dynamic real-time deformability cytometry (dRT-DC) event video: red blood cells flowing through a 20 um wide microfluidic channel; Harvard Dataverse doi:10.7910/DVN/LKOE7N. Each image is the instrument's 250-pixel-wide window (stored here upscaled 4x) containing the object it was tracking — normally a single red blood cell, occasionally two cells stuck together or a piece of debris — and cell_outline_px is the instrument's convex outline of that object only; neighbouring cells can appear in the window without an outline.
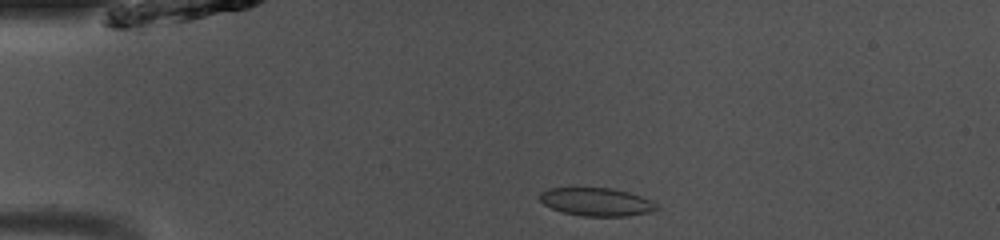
{"species": "common noctule bat (a hibernating species)", "species_latin": "Nyctalus noctula", "temperature_condition": "room temperature", "stored_images_in_passage": 40, "camera_frame_rate_fps": 3000, "um_per_image_px": 0.085, "animal": {"sex": "male", "body_mass_g": 13.0, "forearm_length_mm": 53.1}, "frame": {"image": 1, "passage_image": 1, "time_ms": 0.0, "image_size_px": [1000, 240], "cell_outline_px": [[660, 208], [648, 212], [628, 216], [580, 216], [560, 212], [544, 204], [540, 200], [540, 192], [548, 188], [612, 188], [628, 192], [652, 200]], "centroid_in_image_um": [50.69, 17.16], "position_along_channel_um": 34.3, "area_um2": 19.19}}
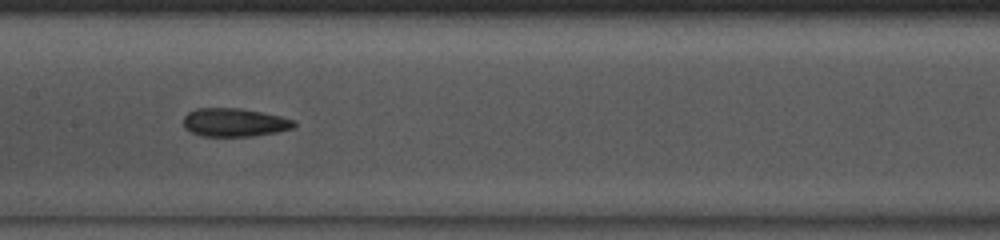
{"frame": {"image": 2, "passage_image": 15, "time_ms": 4.667, "image_size_px": [1000, 240], "cell_outline_px": [[296, 124], [292, 128], [276, 132], [252, 136], [200, 136], [184, 128], [184, 116], [188, 112], [196, 108], [240, 108], [280, 116], [296, 120]], "centroid_in_image_um": [19.91, 10.4], "position_along_channel_um": 187.5, "area_um2": 18.26}}
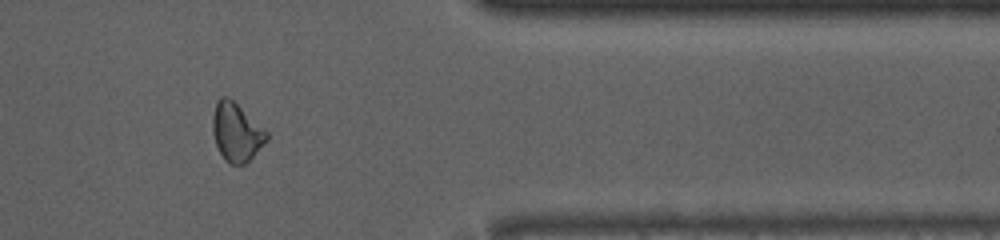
{"frame": {"image": 3, "passage_image": 31, "time_ms": 10.0, "image_size_px": [1000, 240], "cell_outline_px": [[268, 140], [244, 164], [228, 164], [224, 160], [216, 144], [212, 132], [212, 116], [216, 100], [220, 96], [228, 96], [268, 132]], "centroid_in_image_um": [20.06, 11.21], "position_along_channel_um": 391.3, "area_um2": 18.32}}